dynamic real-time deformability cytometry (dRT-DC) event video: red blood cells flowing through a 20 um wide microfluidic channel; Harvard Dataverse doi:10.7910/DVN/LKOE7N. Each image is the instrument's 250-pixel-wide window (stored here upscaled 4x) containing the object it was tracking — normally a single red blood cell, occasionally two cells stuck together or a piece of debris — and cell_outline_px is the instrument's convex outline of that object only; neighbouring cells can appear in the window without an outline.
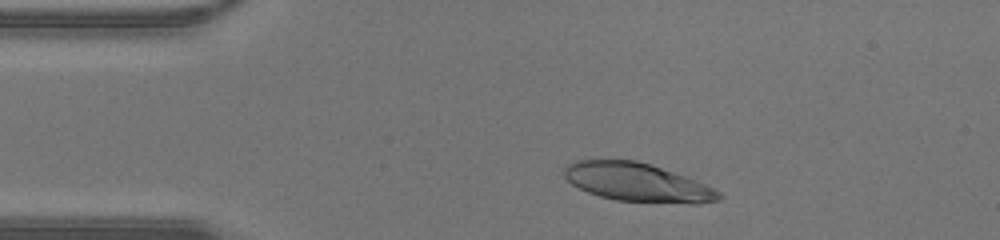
{"species": "human", "species_latin": "Homo sapiens", "temperature_condition": "warm", "stored_images_in_passage": 31, "camera_frame_rate_fps": 3000, "um_per_image_px": 0.085, "donor": {"sex": "male"}, "frame": {"image": 1, "passage_image": 4, "time_ms": 1.0, "image_size_px": [1000, 240], "cell_outline_px": [[724, 196], [720, 200], [700, 204], [688, 204], [616, 200], [600, 196], [588, 192], [572, 184], [564, 176], [564, 168], [568, 164], [576, 160], [636, 160], [688, 176], [720, 192]], "centroid_in_image_um": [54.22, 15.51], "position_along_channel_um": 30.8, "area_um2": 34.74}}
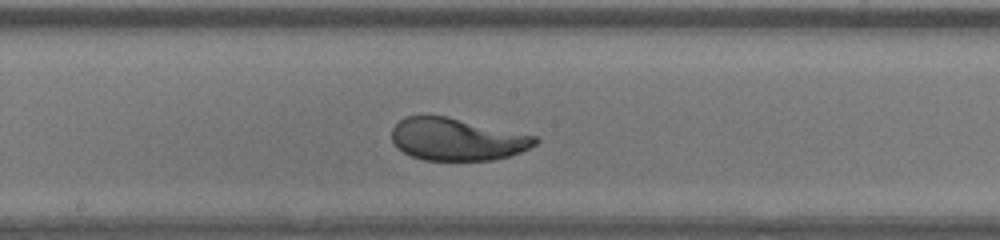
{"frame": {"image": 2, "passage_image": 18, "time_ms": 5.667, "image_size_px": [1000, 240], "cell_outline_px": [[540, 140], [536, 144], [520, 152], [508, 156], [492, 160], [424, 160], [412, 156], [404, 152], [392, 140], [392, 128], [404, 116], [448, 116], [536, 136]], "centroid_in_image_um": [38.85, 11.83], "position_along_channel_um": 209.3, "area_um2": 35.14}}
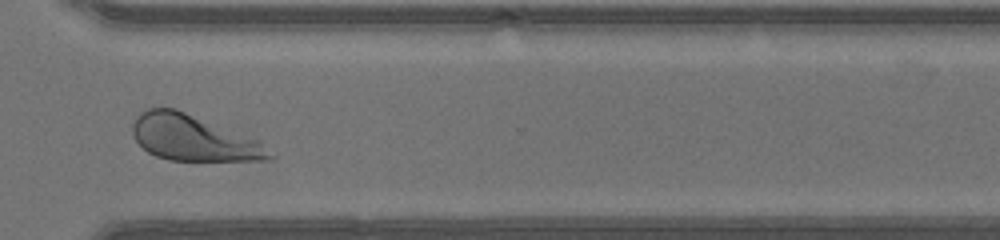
{"frame": {"image": 3, "passage_image": 27, "time_ms": 8.667, "image_size_px": [1000, 240], "cell_outline_px": [[276, 156], [272, 160], [168, 160], [156, 156], [148, 152], [136, 140], [132, 132], [132, 124], [136, 116], [140, 112], [148, 108], [176, 108], [260, 140]], "centroid_in_image_um": [16.46, 11.72], "position_along_channel_um": 354.1, "area_um2": 36.65}}